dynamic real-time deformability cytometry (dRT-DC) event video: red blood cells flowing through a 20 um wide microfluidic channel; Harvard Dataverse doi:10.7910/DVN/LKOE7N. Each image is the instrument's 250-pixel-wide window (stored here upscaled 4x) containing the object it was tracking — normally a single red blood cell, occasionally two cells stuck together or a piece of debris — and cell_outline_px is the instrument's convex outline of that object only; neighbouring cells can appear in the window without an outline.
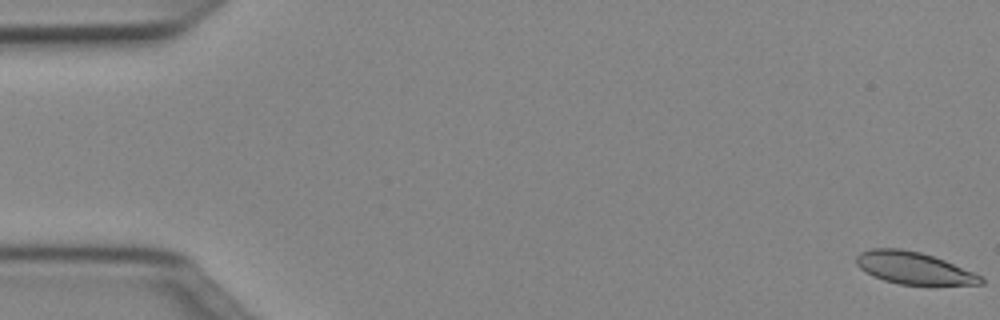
{"species": "Egyptian fruit bat (a non-hibernating species)", "species_latin": "Rousettus aegyptiacus", "temperature_condition": "cold", "stored_images_in_passage": 16, "camera_frame_rate_fps": 3000, "um_per_image_px": 0.085, "animal": {"sex": "female"}, "frame": {"image": 1, "passage_image": 1, "time_ms": 0.0, "image_size_px": [1000, 320], "cell_outline_px": [[984, 284], [900, 284], [884, 280], [872, 276], [860, 268], [856, 264], [856, 256], [860, 252], [872, 248], [900, 248], [920, 252], [944, 260], [984, 276]], "centroid_in_image_um": [77.66, 22.77], "position_along_channel_um": 7.3, "area_um2": 23.18}}